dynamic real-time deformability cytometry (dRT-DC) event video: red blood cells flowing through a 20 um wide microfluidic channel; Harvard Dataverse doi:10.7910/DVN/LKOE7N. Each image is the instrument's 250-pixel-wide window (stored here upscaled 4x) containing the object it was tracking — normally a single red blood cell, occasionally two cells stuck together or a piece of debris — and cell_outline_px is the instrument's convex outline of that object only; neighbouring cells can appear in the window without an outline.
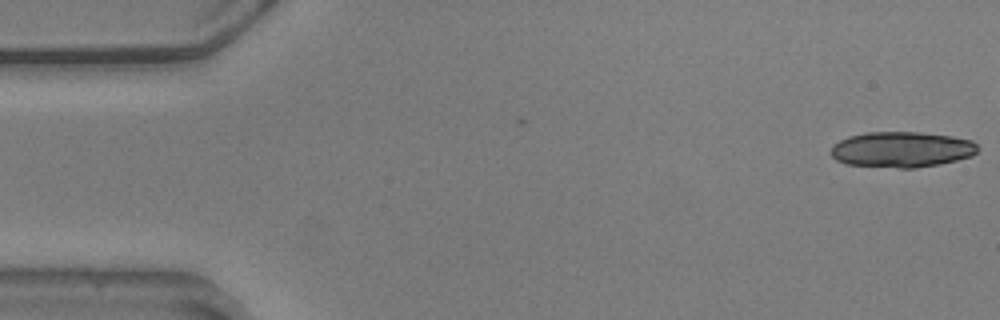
{"species": "common noctule bat (a hibernating species)", "species_latin": "Nyctalus noctula", "temperature_condition": "warm", "stored_images_in_passage": 10, "camera_frame_rate_fps": 3000, "um_per_image_px": 0.085, "animal": {"sex": "male", "body_mass_g": 20.5, "forearm_length_mm": 52.5}, "frame": {"image": 1, "passage_image": 1, "time_ms": 0.0, "image_size_px": [1000, 320], "cell_outline_px": [[976, 152], [972, 156], [940, 164], [916, 168], [900, 168], [844, 164], [836, 160], [828, 152], [840, 140], [848, 136], [868, 132], [920, 132], [952, 136], [972, 140], [976, 144]], "centroid_in_image_um": [76.62, 12.71], "position_along_channel_um": 8.4, "area_um2": 30.58}}